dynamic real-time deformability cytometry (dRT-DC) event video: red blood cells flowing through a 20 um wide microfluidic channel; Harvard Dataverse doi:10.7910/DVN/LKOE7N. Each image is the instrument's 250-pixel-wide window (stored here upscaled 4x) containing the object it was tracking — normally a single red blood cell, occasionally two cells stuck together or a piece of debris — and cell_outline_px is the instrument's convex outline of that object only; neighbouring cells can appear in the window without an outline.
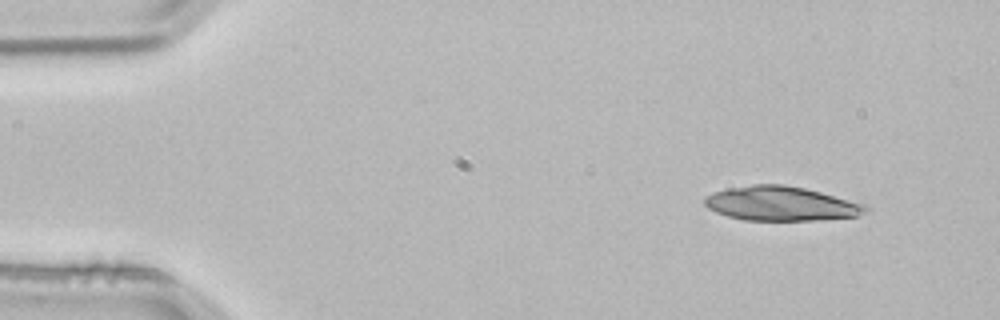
{"species": "common noctule bat (a hibernating species)", "species_latin": "Nyctalus noctula", "temperature_condition": "room temperature", "stored_images_in_passage": 3, "camera_frame_rate_fps": 3000, "um_per_image_px": 0.085, "animal": {"sex": "male", "body_mass_g": 21.5, "forearm_length_mm": 52.0}, "frame": {"image": 1, "passage_image": 1, "time_ms": 0.0, "image_size_px": [1000, 320], "cell_outline_px": [[868, 212], [856, 216], [812, 220], [744, 220], [728, 216], [716, 212], [708, 208], [704, 204], [704, 196], [728, 188], [752, 184], [784, 184], [804, 188], [820, 192], [864, 204], [868, 208]], "centroid_in_image_um": [66.35, 17.3], "position_along_channel_um": 18.6, "area_um2": 31.96}}